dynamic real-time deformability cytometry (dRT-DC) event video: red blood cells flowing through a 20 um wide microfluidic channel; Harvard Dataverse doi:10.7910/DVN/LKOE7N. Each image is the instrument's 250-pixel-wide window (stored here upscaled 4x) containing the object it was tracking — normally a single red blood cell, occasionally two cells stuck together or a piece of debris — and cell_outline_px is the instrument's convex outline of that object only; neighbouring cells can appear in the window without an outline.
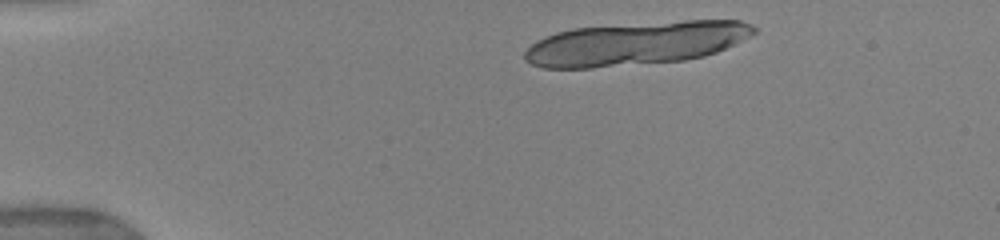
{"species": "human", "species_latin": "Homo sapiens", "temperature_condition": "warm", "stored_images_in_passage": 13, "camera_frame_rate_fps": 3000, "um_per_image_px": 0.085, "donor": {"sex": "female"}, "frame": {"image": 1, "passage_image": 1, "time_ms": 0.0, "image_size_px": [1000, 240], "cell_outline_px": [[756, 32], [752, 36], [716, 52], [704, 56], [684, 60], [592, 68], [544, 68], [532, 64], [524, 60], [524, 52], [536, 40], [556, 32], [572, 28], [684, 20], [740, 20], [752, 24], [756, 28]], "centroid_in_image_um": [54.05, 3.69], "position_along_channel_um": 30.9, "area_um2": 58.09}}